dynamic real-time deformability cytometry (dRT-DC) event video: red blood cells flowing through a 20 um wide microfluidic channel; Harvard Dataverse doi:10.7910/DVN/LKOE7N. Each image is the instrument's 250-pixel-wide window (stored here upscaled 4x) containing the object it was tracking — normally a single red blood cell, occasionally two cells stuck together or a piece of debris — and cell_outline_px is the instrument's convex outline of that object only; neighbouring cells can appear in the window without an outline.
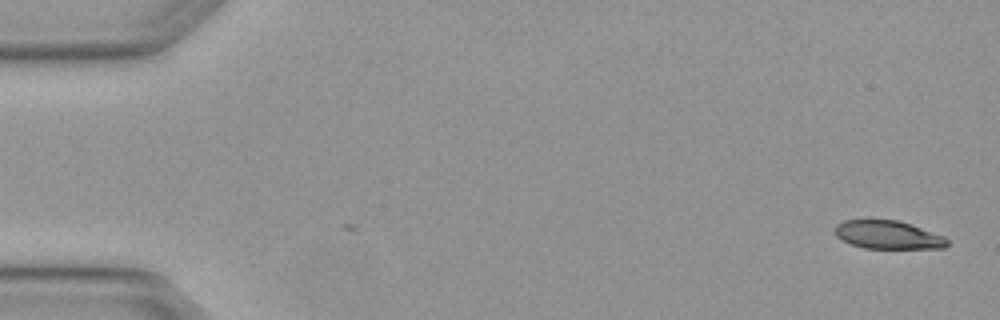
{"species": "Egyptian fruit bat (a non-hibernating species)", "species_latin": "Rousettus aegyptiacus", "temperature_condition": "warm", "stored_images_in_passage": 5, "camera_frame_rate_fps": 3000, "um_per_image_px": 0.085, "animal": {"sex": "female"}, "frame": {"image": 1, "passage_image": 1, "time_ms": 0.0, "image_size_px": [1000, 320], "cell_outline_px": [[948, 244], [944, 248], [864, 248], [852, 244], [836, 236], [836, 224], [844, 220], [896, 220], [944, 236], [948, 240]], "centroid_in_image_um": [75.48, 19.97], "position_along_channel_um": 9.5, "area_um2": 18.09}}
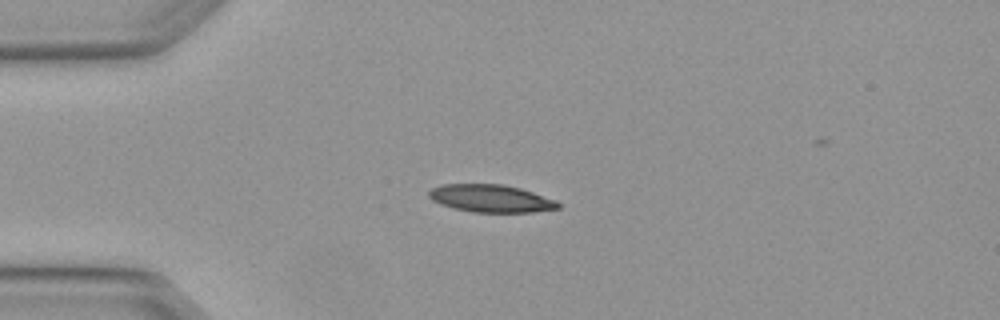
{"frame": {"image": 2, "passage_image": 4, "time_ms": 1.0, "image_size_px": [1000, 320], "cell_outline_px": [[560, 208], [532, 212], [472, 212], [452, 208], [440, 204], [432, 200], [428, 196], [428, 192], [432, 188], [440, 184], [504, 184], [520, 188], [556, 200], [560, 204]], "centroid_in_image_um": [41.7, 16.86], "position_along_channel_um": 43.3, "area_um2": 20.87}}
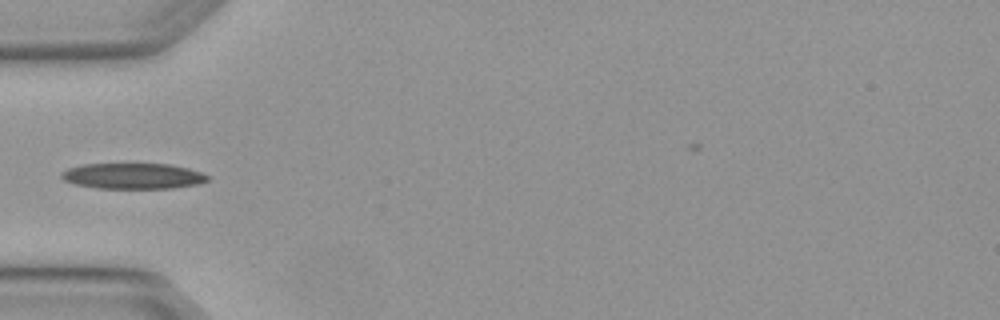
{"frame": {"image": 3, "passage_image": 5, "time_ms": 1.333, "image_size_px": [1000, 320], "cell_outline_px": [[212, 176], [208, 180], [196, 184], [172, 188], [96, 188], [76, 184], [64, 180], [60, 176], [60, 172], [68, 168], [84, 164], [168, 164], [188, 168]], "centroid_in_image_um": [11.3, 14.96], "position_along_channel_um": 73.7, "area_um2": 21.85}}